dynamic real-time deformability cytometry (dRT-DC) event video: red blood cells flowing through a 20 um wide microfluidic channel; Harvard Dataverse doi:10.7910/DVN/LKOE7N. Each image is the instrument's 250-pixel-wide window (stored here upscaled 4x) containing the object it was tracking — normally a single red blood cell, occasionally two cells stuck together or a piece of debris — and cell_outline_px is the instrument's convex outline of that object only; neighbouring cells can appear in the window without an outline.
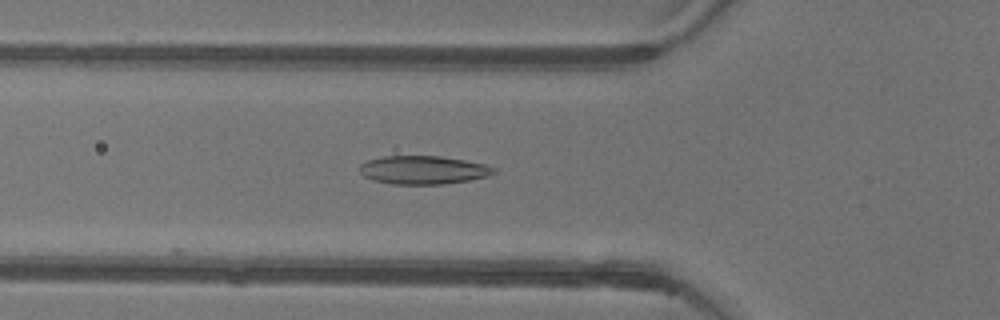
{"species": "common noctule bat (a hibernating species)", "species_latin": "Nyctalus noctula", "temperature_condition": "warm", "stored_images_in_passage": 10, "camera_frame_rate_fps": 3000, "um_per_image_px": 0.085, "animal": {"sex": "female"}, "frame": {"image": 1, "passage_image": 4, "time_ms": 1.0, "image_size_px": [1000, 320], "cell_outline_px": [[496, 172], [488, 176], [468, 180], [444, 184], [392, 184], [372, 180], [364, 176], [360, 172], [360, 164], [368, 160], [384, 156], [440, 156], [464, 160], [484, 164], [496, 168]], "centroid_in_image_um": [35.97, 14.45], "position_along_channel_um": 89.8, "area_um2": 22.14}}
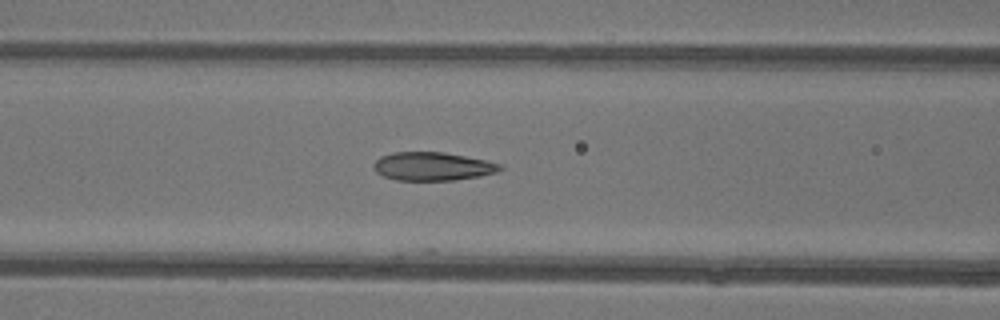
{"frame": {"image": 2, "passage_image": 7, "time_ms": 2.0, "image_size_px": [1000, 320], "cell_outline_px": [[504, 168], [496, 172], [480, 176], [456, 180], [396, 180], [384, 176], [376, 172], [372, 168], [372, 164], [380, 156], [392, 152], [444, 152], [484, 160], [500, 164]], "centroid_in_image_um": [36.73, 14.14], "position_along_channel_um": 129.9, "area_um2": 20.92}}